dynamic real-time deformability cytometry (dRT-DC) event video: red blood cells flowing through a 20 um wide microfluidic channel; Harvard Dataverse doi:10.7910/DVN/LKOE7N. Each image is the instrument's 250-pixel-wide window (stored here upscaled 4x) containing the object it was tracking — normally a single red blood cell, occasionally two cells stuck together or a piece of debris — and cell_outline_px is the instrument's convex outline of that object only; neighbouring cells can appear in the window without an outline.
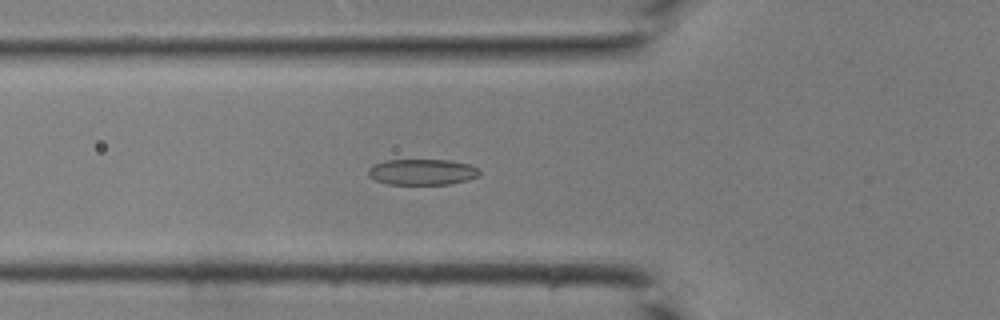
{"species": "common noctule bat (a hibernating species)", "species_latin": "Nyctalus noctula", "temperature_condition": "room temperature", "stored_images_in_passage": 44, "camera_frame_rate_fps": 3000, "um_per_image_px": 0.085, "animal": {"sex": "male", "body_mass_g": 19.0, "forearm_length_mm": 50.8}, "frame": {"image": 1, "passage_image": 16, "time_ms": 5.0, "image_size_px": [1000, 320], "cell_outline_px": [[480, 176], [468, 180], [448, 184], [388, 184], [376, 180], [368, 176], [368, 168], [372, 164], [388, 160], [448, 160], [468, 164], [476, 168], [480, 172]], "centroid_in_image_um": [35.87, 14.62], "position_along_channel_um": 89.9, "area_um2": 16.76}}
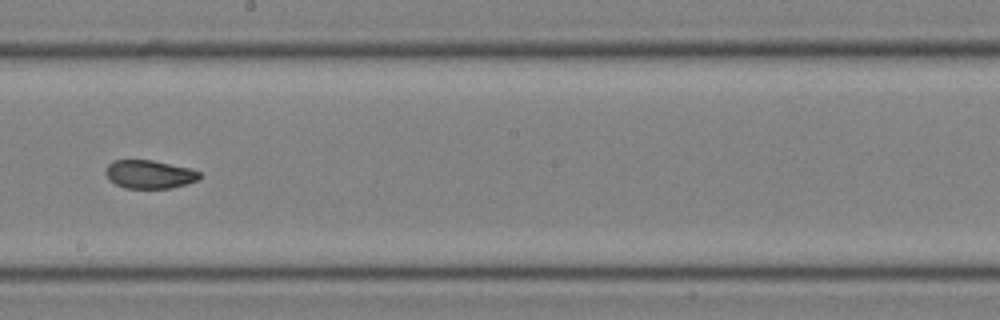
{"frame": {"image": 2, "passage_image": 25, "time_ms": 8.0, "image_size_px": [1000, 320], "cell_outline_px": [[200, 180], [172, 188], [124, 188], [108, 180], [104, 172], [108, 164], [112, 160], [152, 160], [188, 168], [200, 172]], "centroid_in_image_um": [12.67, 14.82], "position_along_channel_um": 235.5, "area_um2": 15.61}}
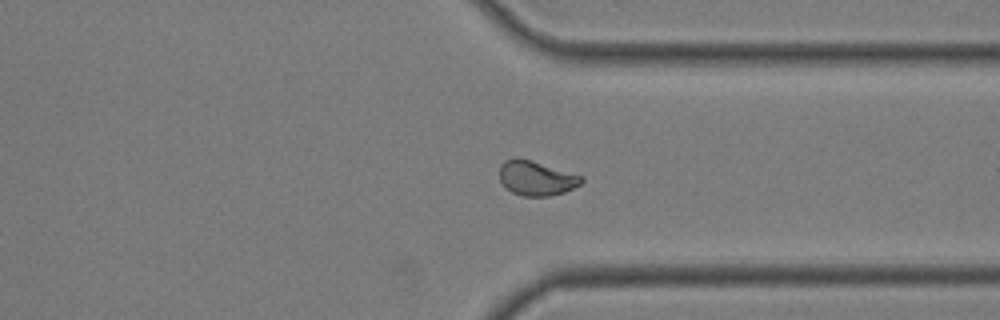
{"frame": {"image": 3, "passage_image": 33, "time_ms": 10.667, "image_size_px": [1000, 320], "cell_outline_px": [[584, 180], [580, 184], [564, 192], [548, 196], [524, 196], [512, 192], [504, 188], [500, 180], [500, 164], [504, 160], [512, 156], [516, 156], [584, 176]], "centroid_in_image_um": [45.55, 15.13], "position_along_channel_um": 365.9, "area_um2": 16.65}}